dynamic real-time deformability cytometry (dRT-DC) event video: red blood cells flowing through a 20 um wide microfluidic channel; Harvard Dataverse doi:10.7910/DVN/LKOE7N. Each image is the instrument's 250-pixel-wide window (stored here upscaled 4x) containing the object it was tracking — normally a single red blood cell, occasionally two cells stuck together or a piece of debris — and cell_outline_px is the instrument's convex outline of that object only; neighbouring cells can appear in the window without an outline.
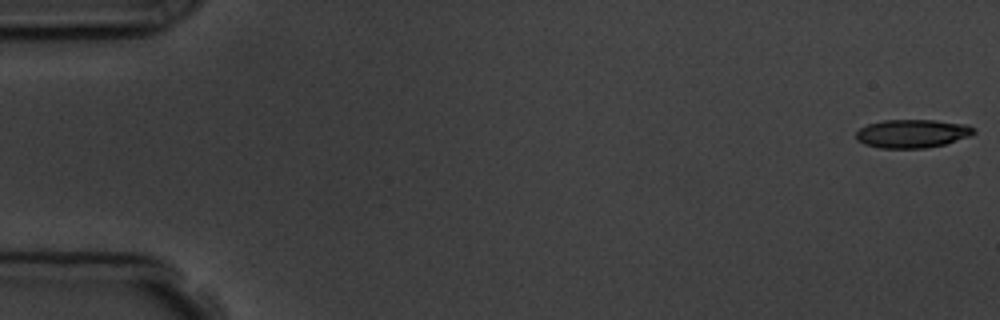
{"species": "common noctule bat (a hibernating species)", "species_latin": "Nyctalus noctula", "temperature_condition": "room temperature", "stored_images_in_passage": 8, "camera_frame_rate_fps": 3000, "um_per_image_px": 0.085, "animal": {"sex": "male", "body_mass_g": 19.5, "forearm_length_mm": 54.6}, "frame": {"image": 1, "passage_image": 1, "time_ms": 0.0, "image_size_px": [1000, 320], "cell_outline_px": [[976, 132], [968, 136], [944, 144], [924, 148], [880, 148], [864, 144], [856, 140], [856, 132], [860, 128], [868, 124], [884, 120], [936, 120], [968, 124], [976, 128]], "centroid_in_image_um": [77.54, 11.34], "position_along_channel_um": 7.5, "area_um2": 19.54}}